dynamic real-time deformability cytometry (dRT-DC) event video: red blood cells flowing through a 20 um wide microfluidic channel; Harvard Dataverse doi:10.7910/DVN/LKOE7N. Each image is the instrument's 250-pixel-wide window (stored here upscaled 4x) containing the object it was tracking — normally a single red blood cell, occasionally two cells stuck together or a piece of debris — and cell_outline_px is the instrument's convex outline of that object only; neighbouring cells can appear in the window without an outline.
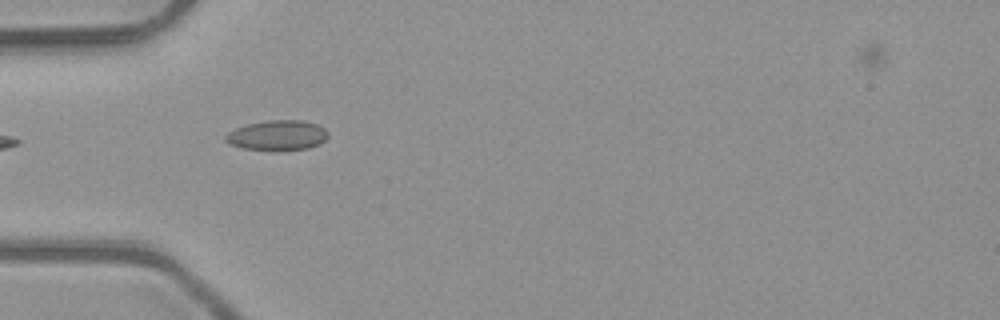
{"species": "common noctule bat (a hibernating species)", "species_latin": "Nyctalus noctula", "temperature_condition": "room temperature", "stored_images_in_passage": 5, "camera_frame_rate_fps": 3000, "um_per_image_px": 0.085, "animal": {"sex": "male", "body_mass_g": 23.1, "forearm_length_mm": 52.7}, "frame": {"image": 1, "passage_image": 3, "time_ms": 0.667, "image_size_px": [1000, 320], "cell_outline_px": [[328, 136], [320, 144], [308, 148], [240, 148], [228, 144], [224, 140], [224, 136], [228, 132], [236, 128], [248, 124], [268, 120], [304, 120], [316, 124], [324, 128], [328, 132]], "centroid_in_image_um": [23.56, 11.46], "position_along_channel_um": 61.4, "area_um2": 17.46}}
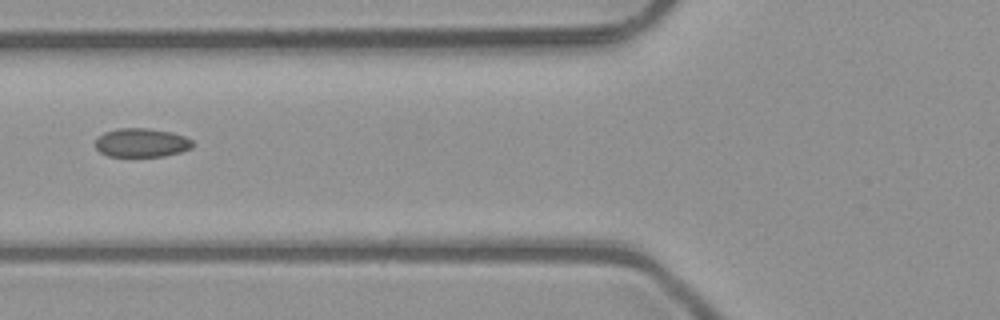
{"frame": {"image": 2, "passage_image": 4, "time_ms": 1.0, "image_size_px": [1000, 320], "cell_outline_px": [[192, 148], [180, 152], [164, 156], [108, 156], [100, 152], [96, 148], [96, 140], [104, 132], [116, 128], [148, 128], [172, 132], [184, 136], [192, 140]], "centroid_in_image_um": [12.03, 12.12], "position_along_channel_um": 113.8, "area_um2": 16.3}}
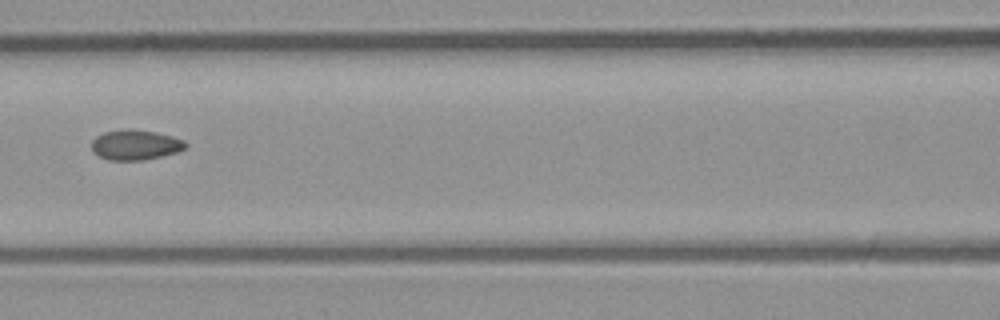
{"frame": {"image": 3, "passage_image": 5, "time_ms": 1.333, "image_size_px": [1000, 320], "cell_outline_px": [[188, 144], [184, 148], [176, 152], [144, 160], [108, 160], [92, 152], [92, 140], [96, 136], [104, 132], [124, 128], [132, 128], [156, 132], [172, 136], [184, 140]], "centroid_in_image_um": [11.48, 12.29], "position_along_channel_um": 155.1, "area_um2": 16.59}}